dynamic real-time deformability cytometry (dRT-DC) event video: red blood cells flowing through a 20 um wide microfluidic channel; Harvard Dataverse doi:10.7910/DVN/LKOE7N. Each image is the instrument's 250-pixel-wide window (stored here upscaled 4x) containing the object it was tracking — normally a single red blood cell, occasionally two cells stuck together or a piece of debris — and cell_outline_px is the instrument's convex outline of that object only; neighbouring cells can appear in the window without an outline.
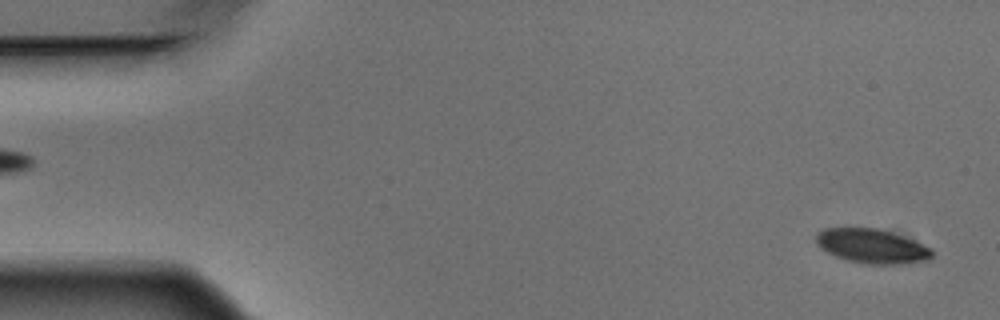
{"species": "Egyptian fruit bat (a non-hibernating species)", "species_latin": "Rousettus aegyptiacus", "temperature_condition": "warm", "stored_images_in_passage": 5, "segment_of_instrument_passage": [2, 2], "camera_frame_rate_fps": 3000, "um_per_image_px": 0.085, "animal": {"sex": "male"}, "frame": {"image": 1, "passage_image": 5, "time_ms": 1.333, "image_size_px": [1000, 320], "cell_outline_px": [[932, 256], [928, 260], [904, 264], [864, 264], [848, 260], [836, 256], [820, 248], [816, 244], [816, 236], [824, 228], [876, 228], [904, 236], [932, 248]], "centroid_in_image_um": [74.13, 20.93], "position_along_channel_um": 10.9, "area_um2": 23.12}}